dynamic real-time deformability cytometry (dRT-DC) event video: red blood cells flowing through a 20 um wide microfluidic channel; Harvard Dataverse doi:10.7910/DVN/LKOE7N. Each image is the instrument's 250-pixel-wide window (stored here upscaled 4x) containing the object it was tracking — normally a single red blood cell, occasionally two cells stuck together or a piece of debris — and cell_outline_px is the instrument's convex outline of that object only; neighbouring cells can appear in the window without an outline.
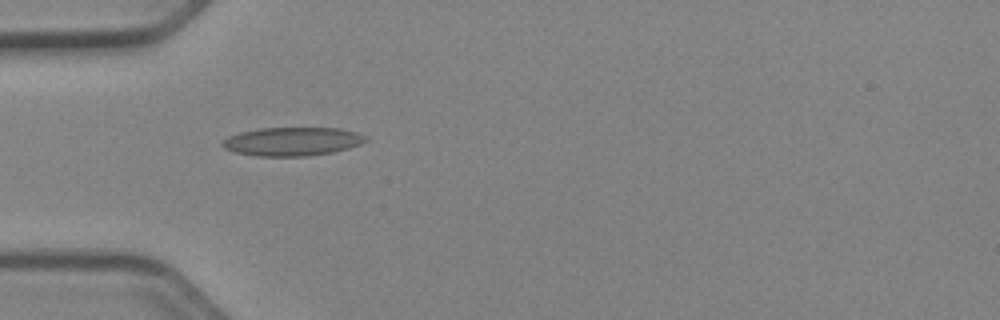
{"species": "Egyptian fruit bat (a non-hibernating species)", "species_latin": "Rousettus aegyptiacus", "temperature_condition": "cold", "stored_images_in_passage": 30, "camera_frame_rate_fps": 3000, "um_per_image_px": 0.085, "animal": {"sex": "female"}, "frame": {"image": 1, "passage_image": 1, "time_ms": 0.0, "image_size_px": [1000, 320], "cell_outline_px": [[368, 140], [360, 144], [348, 148], [332, 152], [304, 156], [256, 156], [236, 152], [224, 148], [220, 144], [228, 136], [240, 132], [260, 128], [340, 128], [356, 132], [368, 136]], "centroid_in_image_um": [24.85, 12.02], "position_along_channel_um": 60.1, "area_um2": 23.81}}
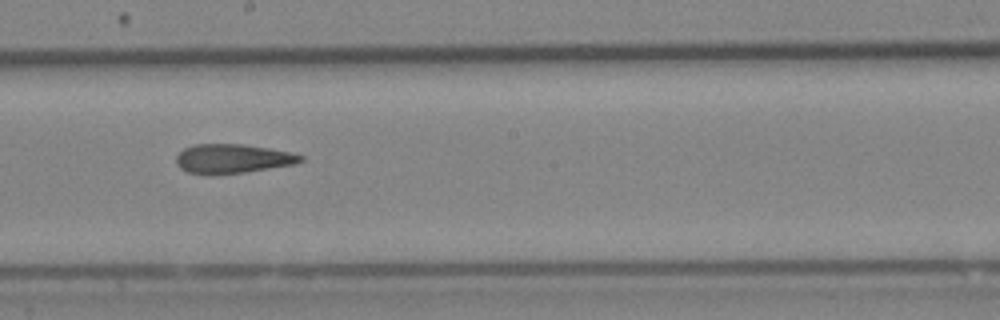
{"frame": {"image": 2, "passage_image": 14, "time_ms": 4.333, "image_size_px": [1000, 320], "cell_outline_px": [[304, 160], [296, 164], [244, 172], [188, 172], [180, 168], [176, 164], [176, 156], [184, 148], [196, 144], [244, 144], [292, 152], [304, 156]], "centroid_in_image_um": [19.83, 13.45], "position_along_channel_um": 228.4, "area_um2": 20.63}}
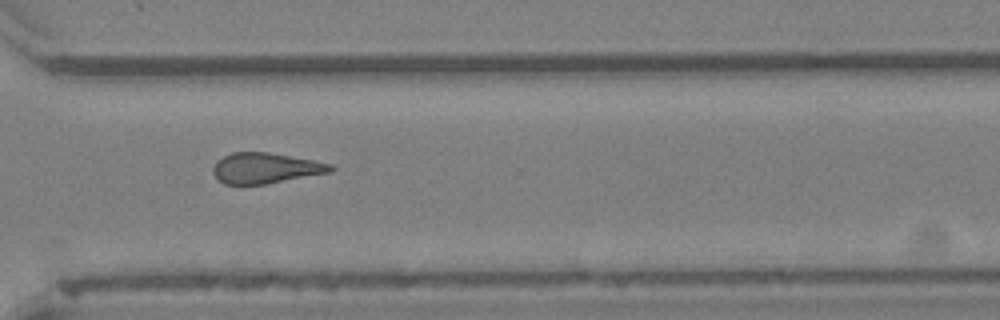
{"frame": {"image": 3, "passage_image": 23, "time_ms": 7.333, "image_size_px": [1000, 320], "cell_outline_px": [[336, 168], [328, 172], [264, 184], [224, 184], [212, 172], [212, 168], [216, 160], [232, 152], [268, 152], [312, 160], [332, 164]], "centroid_in_image_um": [22.52, 14.28], "position_along_channel_um": 348.1, "area_um2": 20.63}, "authors_computed_cell_mechanics": {"area_um2": 21.0681, "velocity_mm_per_s": 3.9794, "shape_relaxation_time_tau1_ms": null, "shape_relaxation_time_tau2_ms": 3.5121, "deformation_change_tau1": null, "deformation_change_tau2": 0.1149}}